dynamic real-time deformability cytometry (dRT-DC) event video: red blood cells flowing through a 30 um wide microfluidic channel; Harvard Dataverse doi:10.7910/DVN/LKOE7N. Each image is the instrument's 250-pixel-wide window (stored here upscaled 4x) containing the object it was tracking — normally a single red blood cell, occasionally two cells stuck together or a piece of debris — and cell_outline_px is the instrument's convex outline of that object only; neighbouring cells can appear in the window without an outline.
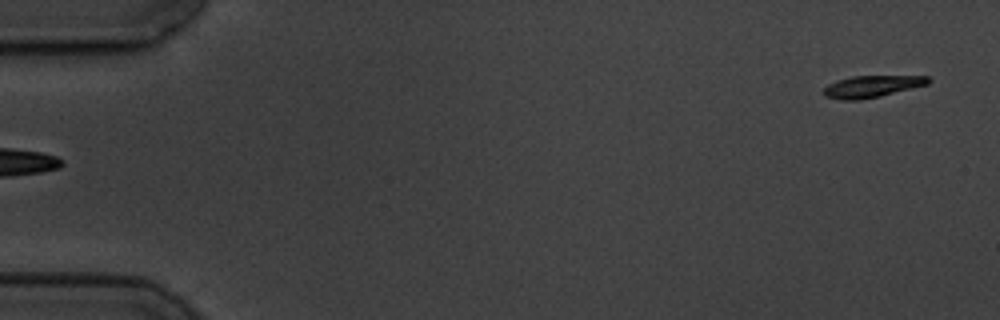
{"species": "common noctule bat (a hibernating species)", "species_latin": "Nyctalus noctula", "temperature_condition": "cold", "stored_images_in_passage": 6, "segment_of_instrument_passage": [2, 2], "camera_frame_rate_fps": 3000, "um_per_image_px": 0.085, "animal": {"sex": "male", "body_mass_g": 19.5, "forearm_length_mm": 54.6}, "frame": {"image": 1, "passage_image": 6, "time_ms": 6.667, "image_size_px": [1000, 320], "cell_outline_px": [[932, 80], [928, 84], [880, 96], [860, 100], [840, 100], [824, 96], [824, 88], [828, 84], [836, 80], [852, 76], [928, 76]], "centroid_in_image_um": [74.09, 7.34], "position_along_channel_um": 10.9, "area_um2": 13.29}}